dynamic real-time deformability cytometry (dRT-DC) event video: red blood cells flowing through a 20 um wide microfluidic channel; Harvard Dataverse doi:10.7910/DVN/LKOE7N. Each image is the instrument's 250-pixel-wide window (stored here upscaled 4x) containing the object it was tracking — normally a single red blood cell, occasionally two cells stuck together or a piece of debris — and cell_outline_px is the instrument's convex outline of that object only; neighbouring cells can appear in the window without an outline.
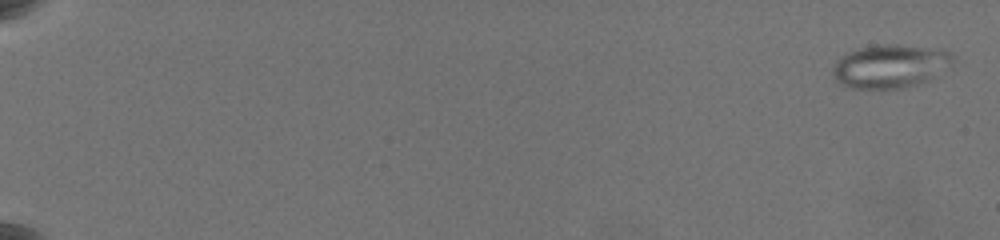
{"species": "common noctule bat (a hibernating species)", "species_latin": "Nyctalus noctula", "temperature_condition": "warm", "stored_images_in_passage": 61, "camera_frame_rate_fps": 3000, "um_per_image_px": 0.085, "animal": {"sex": "female", "body_mass_g": 19.5, "forearm_length_mm": 54.1}, "frame": {"image": 1, "passage_image": 2, "time_ms": 0.333, "image_size_px": [1000, 240], "cell_outline_px": [[952, 60], [928, 80], [904, 88], [848, 88], [836, 84], [832, 72], [836, 64], [848, 52], [860, 48], [880, 44], [896, 44], [948, 52], [952, 56]], "centroid_in_image_um": [75.54, 5.65], "position_along_channel_um": 9.5, "area_um2": 29.36}}
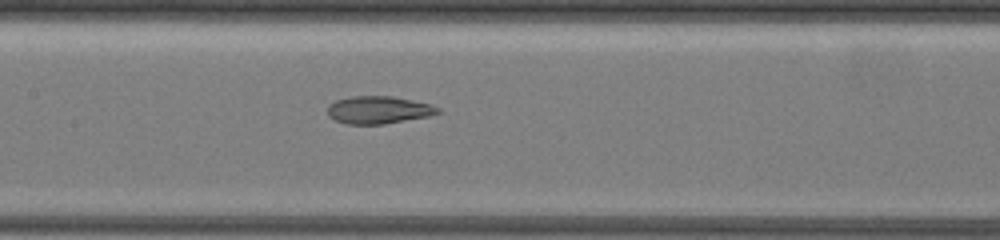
{"frame": {"image": 2, "passage_image": 34, "time_ms": 11.0, "image_size_px": [1000, 240], "cell_outline_px": [[440, 112], [428, 116], [384, 124], [348, 124], [336, 120], [328, 116], [328, 104], [336, 100], [352, 96], [392, 96], [412, 100], [428, 104], [440, 108]], "centroid_in_image_um": [32.14, 9.34], "position_along_channel_um": 175.3, "area_um2": 17.57}}
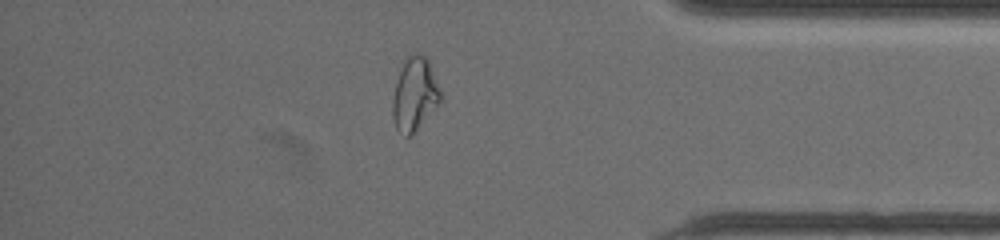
{"frame": {"image": 3, "passage_image": 54, "time_ms": 17.667, "image_size_px": [1000, 240], "cell_outline_px": [[440, 100], [412, 136], [404, 136], [396, 128], [392, 116], [392, 100], [396, 84], [404, 60], [412, 52], [416, 52], [428, 56], [440, 88]], "centroid_in_image_um": [35.24, 7.97], "position_along_channel_um": 400.0, "area_um2": 20.4}, "authors_computed_cell_mechanics": {"area_um2": 23.2356, "velocity_mm_per_s": 3.6371, "shape_relaxation_time_tau1_ms": null, "shape_relaxation_time_tau2_ms": 2.1083, "deformation_change_tau1": null, "deformation_change_tau2": 0.0866}}